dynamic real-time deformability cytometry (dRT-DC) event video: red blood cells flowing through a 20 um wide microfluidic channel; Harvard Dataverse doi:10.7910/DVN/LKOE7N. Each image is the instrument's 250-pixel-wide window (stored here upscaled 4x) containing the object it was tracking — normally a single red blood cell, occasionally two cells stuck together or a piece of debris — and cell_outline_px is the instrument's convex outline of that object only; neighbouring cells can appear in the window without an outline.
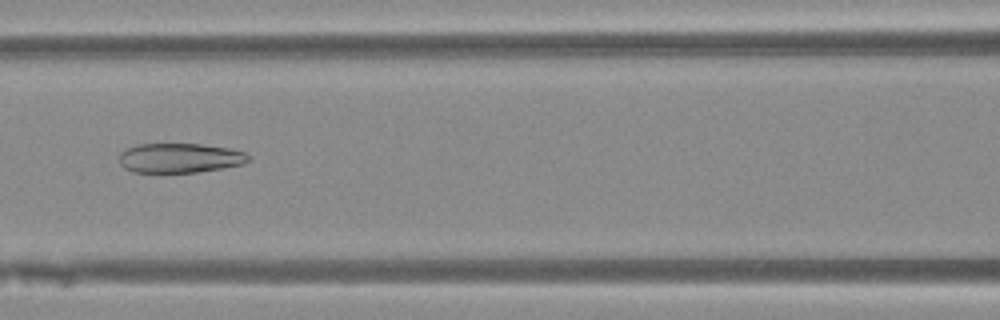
{"species": "Egyptian fruit bat (a non-hibernating species)", "species_latin": "Rousettus aegyptiacus", "temperature_condition": "warm", "stored_images_in_passage": 50, "camera_frame_rate_fps": 3000, "um_per_image_px": 0.085, "animal": {"sex": "female"}, "frame": {"image": 1, "passage_image": 23, "time_ms": 7.333, "image_size_px": [1000, 320], "cell_outline_px": [[252, 160], [244, 164], [224, 168], [196, 172], [132, 172], [124, 168], [120, 164], [120, 152], [124, 148], [136, 144], [200, 144], [228, 148], [244, 152]], "centroid_in_image_um": [15.27, 13.43], "position_along_channel_um": 151.3, "area_um2": 22.43}}
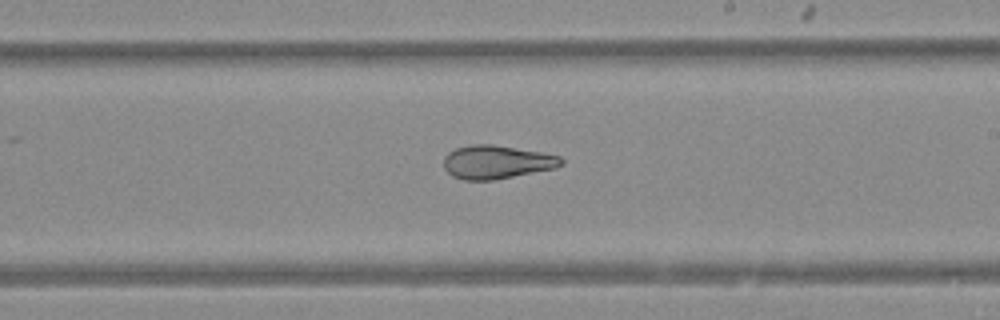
{"frame": {"image": 2, "passage_image": 30, "time_ms": 9.667, "image_size_px": [1000, 320], "cell_outline_px": [[564, 164], [556, 168], [492, 180], [464, 180], [452, 176], [444, 168], [444, 156], [448, 152], [456, 148], [472, 144], [492, 144], [540, 152], [560, 156], [564, 160]], "centroid_in_image_um": [42.21, 13.77], "position_along_channel_um": 246.8, "area_um2": 22.89}}
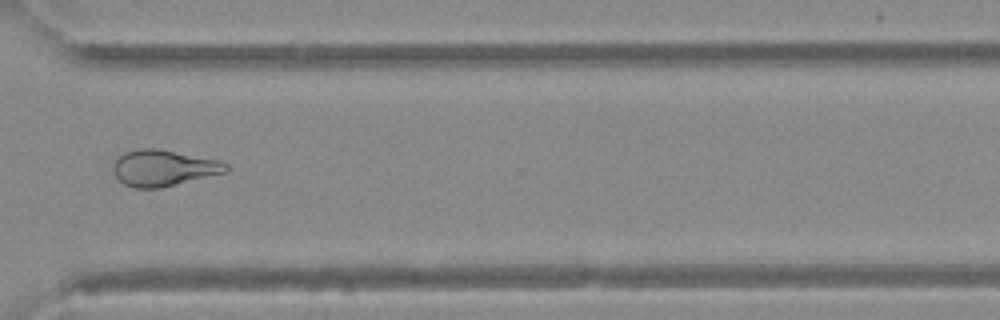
{"frame": {"image": 3, "passage_image": 38, "time_ms": 12.333, "image_size_px": [1000, 320], "cell_outline_px": [[228, 168], [224, 172], [160, 188], [132, 188], [124, 184], [116, 176], [112, 168], [116, 160], [124, 152], [140, 148], [156, 148], [220, 160], [228, 164]], "centroid_in_image_um": [13.87, 14.27], "position_along_channel_um": 356.7, "area_um2": 23.52}}